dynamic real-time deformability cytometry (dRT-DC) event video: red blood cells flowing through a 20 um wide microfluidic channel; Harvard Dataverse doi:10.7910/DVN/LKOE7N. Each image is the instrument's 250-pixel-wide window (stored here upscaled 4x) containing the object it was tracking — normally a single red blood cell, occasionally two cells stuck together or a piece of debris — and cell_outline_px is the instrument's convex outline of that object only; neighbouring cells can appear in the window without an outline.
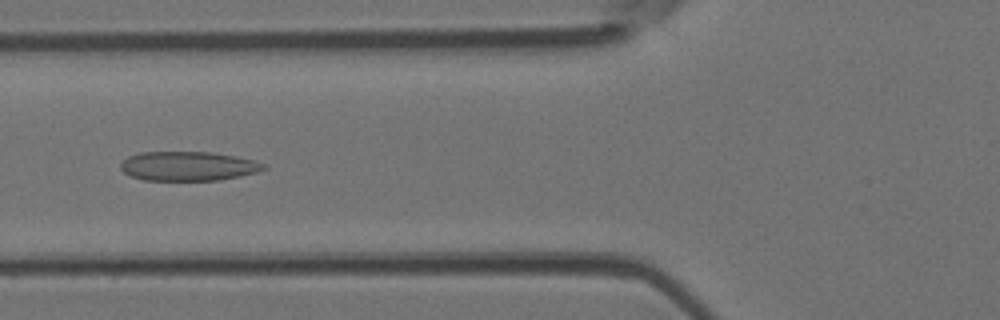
{"species": "Egyptian fruit bat (a non-hibernating species)", "species_latin": "Rousettus aegyptiacus", "temperature_condition": "room temperature", "stored_images_in_passage": 4, "camera_frame_rate_fps": 3000, "um_per_image_px": 0.085, "animal": {"sex": "female"}, "frame": {"image": 1, "passage_image": 3, "time_ms": 0.667, "image_size_px": [1000, 320], "cell_outline_px": [[268, 168], [256, 172], [240, 176], [220, 180], [144, 180], [132, 176], [124, 172], [120, 168], [120, 164], [128, 156], [140, 152], [212, 152], [236, 156], [268, 164]], "centroid_in_image_um": [16.02, 14.11], "position_along_channel_um": 109.8, "area_um2": 24.45}}
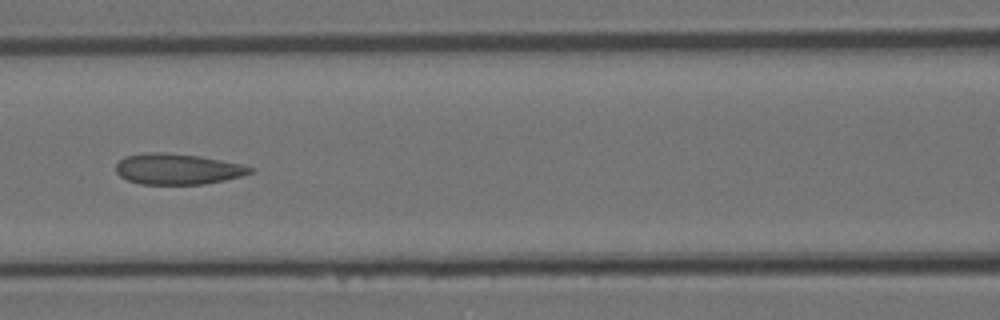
{"frame": {"image": 2, "passage_image": 4, "time_ms": 1.0, "image_size_px": [1000, 320], "cell_outline_px": [[256, 172], [224, 180], [204, 184], [140, 184], [128, 180], [120, 176], [116, 172], [116, 164], [124, 156], [148, 152], [160, 152], [200, 156], [244, 164], [256, 168]], "centroid_in_image_um": [15.13, 14.36], "position_along_channel_um": 151.5, "area_um2": 24.28}}